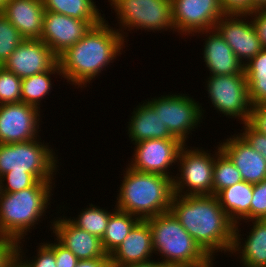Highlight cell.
Listing matches in <instances>:
<instances>
[{
	"mask_svg": "<svg viewBox=\"0 0 266 267\" xmlns=\"http://www.w3.org/2000/svg\"><path fill=\"white\" fill-rule=\"evenodd\" d=\"M170 212L201 248L214 260L215 254L233 247L235 224L220 206L216 195L174 194Z\"/></svg>",
	"mask_w": 266,
	"mask_h": 267,
	"instance_id": "1",
	"label": "cell"
},
{
	"mask_svg": "<svg viewBox=\"0 0 266 267\" xmlns=\"http://www.w3.org/2000/svg\"><path fill=\"white\" fill-rule=\"evenodd\" d=\"M106 22L103 19L92 26L82 39L58 57L61 79H66L74 88L86 87L122 54L126 41Z\"/></svg>",
	"mask_w": 266,
	"mask_h": 267,
	"instance_id": "2",
	"label": "cell"
},
{
	"mask_svg": "<svg viewBox=\"0 0 266 267\" xmlns=\"http://www.w3.org/2000/svg\"><path fill=\"white\" fill-rule=\"evenodd\" d=\"M126 170V171H125ZM115 207L140 220L170 211L173 179L155 173H144L126 167Z\"/></svg>",
	"mask_w": 266,
	"mask_h": 267,
	"instance_id": "3",
	"label": "cell"
},
{
	"mask_svg": "<svg viewBox=\"0 0 266 267\" xmlns=\"http://www.w3.org/2000/svg\"><path fill=\"white\" fill-rule=\"evenodd\" d=\"M54 183L38 181L33 187L21 191L0 192V236L24 242L26 233L46 217Z\"/></svg>",
	"mask_w": 266,
	"mask_h": 267,
	"instance_id": "4",
	"label": "cell"
},
{
	"mask_svg": "<svg viewBox=\"0 0 266 267\" xmlns=\"http://www.w3.org/2000/svg\"><path fill=\"white\" fill-rule=\"evenodd\" d=\"M152 231L153 249L172 267H206L213 260L169 211L146 220Z\"/></svg>",
	"mask_w": 266,
	"mask_h": 267,
	"instance_id": "5",
	"label": "cell"
},
{
	"mask_svg": "<svg viewBox=\"0 0 266 267\" xmlns=\"http://www.w3.org/2000/svg\"><path fill=\"white\" fill-rule=\"evenodd\" d=\"M40 141V142H39ZM41 138L0 144V178L8 172L31 173L39 181H52L57 173L58 155Z\"/></svg>",
	"mask_w": 266,
	"mask_h": 267,
	"instance_id": "6",
	"label": "cell"
},
{
	"mask_svg": "<svg viewBox=\"0 0 266 267\" xmlns=\"http://www.w3.org/2000/svg\"><path fill=\"white\" fill-rule=\"evenodd\" d=\"M119 22L116 30L127 40L133 29L147 31L175 32L172 21L171 0H108ZM121 27V28H120ZM125 34V35H124Z\"/></svg>",
	"mask_w": 266,
	"mask_h": 267,
	"instance_id": "7",
	"label": "cell"
},
{
	"mask_svg": "<svg viewBox=\"0 0 266 267\" xmlns=\"http://www.w3.org/2000/svg\"><path fill=\"white\" fill-rule=\"evenodd\" d=\"M186 146L185 144L181 148L178 156L177 166H179L178 172L180 173H177L173 179L174 194L179 196L212 195L215 157L221 152L219 145L213 155L208 150H203L202 147L193 146L189 149Z\"/></svg>",
	"mask_w": 266,
	"mask_h": 267,
	"instance_id": "8",
	"label": "cell"
},
{
	"mask_svg": "<svg viewBox=\"0 0 266 267\" xmlns=\"http://www.w3.org/2000/svg\"><path fill=\"white\" fill-rule=\"evenodd\" d=\"M171 94L145 101L154 109L155 114L159 115L171 135L183 144H187L189 133L195 131L193 129L198 128V126L200 127L204 108H202V104L187 94Z\"/></svg>",
	"mask_w": 266,
	"mask_h": 267,
	"instance_id": "9",
	"label": "cell"
},
{
	"mask_svg": "<svg viewBox=\"0 0 266 267\" xmlns=\"http://www.w3.org/2000/svg\"><path fill=\"white\" fill-rule=\"evenodd\" d=\"M206 91L214 109L226 117L237 118L241 123L249 120L252 104L246 74L209 75Z\"/></svg>",
	"mask_w": 266,
	"mask_h": 267,
	"instance_id": "10",
	"label": "cell"
},
{
	"mask_svg": "<svg viewBox=\"0 0 266 267\" xmlns=\"http://www.w3.org/2000/svg\"><path fill=\"white\" fill-rule=\"evenodd\" d=\"M171 9L175 32L186 36L214 28L226 14L220 0H171Z\"/></svg>",
	"mask_w": 266,
	"mask_h": 267,
	"instance_id": "11",
	"label": "cell"
},
{
	"mask_svg": "<svg viewBox=\"0 0 266 267\" xmlns=\"http://www.w3.org/2000/svg\"><path fill=\"white\" fill-rule=\"evenodd\" d=\"M128 167L144 173H155L171 177L170 167L177 164L181 148L179 139H147L135 144Z\"/></svg>",
	"mask_w": 266,
	"mask_h": 267,
	"instance_id": "12",
	"label": "cell"
},
{
	"mask_svg": "<svg viewBox=\"0 0 266 267\" xmlns=\"http://www.w3.org/2000/svg\"><path fill=\"white\" fill-rule=\"evenodd\" d=\"M40 111L23 102L0 105V144L40 138Z\"/></svg>",
	"mask_w": 266,
	"mask_h": 267,
	"instance_id": "13",
	"label": "cell"
},
{
	"mask_svg": "<svg viewBox=\"0 0 266 267\" xmlns=\"http://www.w3.org/2000/svg\"><path fill=\"white\" fill-rule=\"evenodd\" d=\"M3 67L21 79L49 70H60L58 56L39 39H25Z\"/></svg>",
	"mask_w": 266,
	"mask_h": 267,
	"instance_id": "14",
	"label": "cell"
},
{
	"mask_svg": "<svg viewBox=\"0 0 266 267\" xmlns=\"http://www.w3.org/2000/svg\"><path fill=\"white\" fill-rule=\"evenodd\" d=\"M214 28L244 65L263 49L249 14L226 13Z\"/></svg>",
	"mask_w": 266,
	"mask_h": 267,
	"instance_id": "15",
	"label": "cell"
},
{
	"mask_svg": "<svg viewBox=\"0 0 266 267\" xmlns=\"http://www.w3.org/2000/svg\"><path fill=\"white\" fill-rule=\"evenodd\" d=\"M92 26H95L92 21L79 20L45 10L39 40H42L59 57L82 39Z\"/></svg>",
	"mask_w": 266,
	"mask_h": 267,
	"instance_id": "16",
	"label": "cell"
},
{
	"mask_svg": "<svg viewBox=\"0 0 266 267\" xmlns=\"http://www.w3.org/2000/svg\"><path fill=\"white\" fill-rule=\"evenodd\" d=\"M54 239L70 250L79 260L110 257L102 247L101 239L72 224L65 216L51 222Z\"/></svg>",
	"mask_w": 266,
	"mask_h": 267,
	"instance_id": "17",
	"label": "cell"
},
{
	"mask_svg": "<svg viewBox=\"0 0 266 267\" xmlns=\"http://www.w3.org/2000/svg\"><path fill=\"white\" fill-rule=\"evenodd\" d=\"M223 141L219 147L240 171L243 181L256 184L266 179V161L239 133Z\"/></svg>",
	"mask_w": 266,
	"mask_h": 267,
	"instance_id": "18",
	"label": "cell"
},
{
	"mask_svg": "<svg viewBox=\"0 0 266 267\" xmlns=\"http://www.w3.org/2000/svg\"><path fill=\"white\" fill-rule=\"evenodd\" d=\"M153 253L151 228L146 220H140L109 256L111 266H125L149 262Z\"/></svg>",
	"mask_w": 266,
	"mask_h": 267,
	"instance_id": "19",
	"label": "cell"
},
{
	"mask_svg": "<svg viewBox=\"0 0 266 267\" xmlns=\"http://www.w3.org/2000/svg\"><path fill=\"white\" fill-rule=\"evenodd\" d=\"M202 33V34H201ZM207 37L203 48V60L209 75L244 74V64L237 58L232 48L215 29L198 32Z\"/></svg>",
	"mask_w": 266,
	"mask_h": 267,
	"instance_id": "20",
	"label": "cell"
},
{
	"mask_svg": "<svg viewBox=\"0 0 266 267\" xmlns=\"http://www.w3.org/2000/svg\"><path fill=\"white\" fill-rule=\"evenodd\" d=\"M251 221L252 228L246 239H241L242 234H240L241 228L239 227L242 223L235 225L233 247L230 254H239L242 267H266V219Z\"/></svg>",
	"mask_w": 266,
	"mask_h": 267,
	"instance_id": "21",
	"label": "cell"
},
{
	"mask_svg": "<svg viewBox=\"0 0 266 267\" xmlns=\"http://www.w3.org/2000/svg\"><path fill=\"white\" fill-rule=\"evenodd\" d=\"M42 0H9L1 13L25 39H39L43 29Z\"/></svg>",
	"mask_w": 266,
	"mask_h": 267,
	"instance_id": "22",
	"label": "cell"
},
{
	"mask_svg": "<svg viewBox=\"0 0 266 267\" xmlns=\"http://www.w3.org/2000/svg\"><path fill=\"white\" fill-rule=\"evenodd\" d=\"M133 109L132 116L127 122V134L133 145L147 139H177L171 135L159 115L155 114L147 102L139 103L137 108Z\"/></svg>",
	"mask_w": 266,
	"mask_h": 267,
	"instance_id": "23",
	"label": "cell"
},
{
	"mask_svg": "<svg viewBox=\"0 0 266 267\" xmlns=\"http://www.w3.org/2000/svg\"><path fill=\"white\" fill-rule=\"evenodd\" d=\"M252 196L253 184L245 181L226 187L216 194L220 206L235 225L241 221H250Z\"/></svg>",
	"mask_w": 266,
	"mask_h": 267,
	"instance_id": "24",
	"label": "cell"
},
{
	"mask_svg": "<svg viewBox=\"0 0 266 267\" xmlns=\"http://www.w3.org/2000/svg\"><path fill=\"white\" fill-rule=\"evenodd\" d=\"M140 219L114 207L101 239L104 252L110 255L128 236Z\"/></svg>",
	"mask_w": 266,
	"mask_h": 267,
	"instance_id": "25",
	"label": "cell"
},
{
	"mask_svg": "<svg viewBox=\"0 0 266 267\" xmlns=\"http://www.w3.org/2000/svg\"><path fill=\"white\" fill-rule=\"evenodd\" d=\"M46 11L56 12L98 25L105 17L94 0H42Z\"/></svg>",
	"mask_w": 266,
	"mask_h": 267,
	"instance_id": "26",
	"label": "cell"
},
{
	"mask_svg": "<svg viewBox=\"0 0 266 267\" xmlns=\"http://www.w3.org/2000/svg\"><path fill=\"white\" fill-rule=\"evenodd\" d=\"M249 98L253 105H266V48L244 65Z\"/></svg>",
	"mask_w": 266,
	"mask_h": 267,
	"instance_id": "27",
	"label": "cell"
},
{
	"mask_svg": "<svg viewBox=\"0 0 266 267\" xmlns=\"http://www.w3.org/2000/svg\"><path fill=\"white\" fill-rule=\"evenodd\" d=\"M52 74L62 75L61 70H49L22 78L21 102L40 110L41 100L46 99V95L52 90Z\"/></svg>",
	"mask_w": 266,
	"mask_h": 267,
	"instance_id": "28",
	"label": "cell"
},
{
	"mask_svg": "<svg viewBox=\"0 0 266 267\" xmlns=\"http://www.w3.org/2000/svg\"><path fill=\"white\" fill-rule=\"evenodd\" d=\"M111 213L107 209L89 203V207L82 209L76 218L70 216L68 220L78 228L102 239Z\"/></svg>",
	"mask_w": 266,
	"mask_h": 267,
	"instance_id": "29",
	"label": "cell"
},
{
	"mask_svg": "<svg viewBox=\"0 0 266 267\" xmlns=\"http://www.w3.org/2000/svg\"><path fill=\"white\" fill-rule=\"evenodd\" d=\"M243 181L240 171L221 151L216 157L213 168L212 194L216 195L226 187Z\"/></svg>",
	"mask_w": 266,
	"mask_h": 267,
	"instance_id": "30",
	"label": "cell"
},
{
	"mask_svg": "<svg viewBox=\"0 0 266 267\" xmlns=\"http://www.w3.org/2000/svg\"><path fill=\"white\" fill-rule=\"evenodd\" d=\"M25 40L16 27L0 12V66Z\"/></svg>",
	"mask_w": 266,
	"mask_h": 267,
	"instance_id": "31",
	"label": "cell"
},
{
	"mask_svg": "<svg viewBox=\"0 0 266 267\" xmlns=\"http://www.w3.org/2000/svg\"><path fill=\"white\" fill-rule=\"evenodd\" d=\"M22 79L0 66V105L21 102Z\"/></svg>",
	"mask_w": 266,
	"mask_h": 267,
	"instance_id": "32",
	"label": "cell"
},
{
	"mask_svg": "<svg viewBox=\"0 0 266 267\" xmlns=\"http://www.w3.org/2000/svg\"><path fill=\"white\" fill-rule=\"evenodd\" d=\"M38 181L31 173L8 172L0 178V192L14 193L21 191L33 187Z\"/></svg>",
	"mask_w": 266,
	"mask_h": 267,
	"instance_id": "33",
	"label": "cell"
},
{
	"mask_svg": "<svg viewBox=\"0 0 266 267\" xmlns=\"http://www.w3.org/2000/svg\"><path fill=\"white\" fill-rule=\"evenodd\" d=\"M21 243L23 242L20 241L19 243L18 258L25 267H56L55 253L44 242L40 243L39 247L37 246V256H34L31 260L24 259L26 257L24 255L25 250H23V244Z\"/></svg>",
	"mask_w": 266,
	"mask_h": 267,
	"instance_id": "34",
	"label": "cell"
},
{
	"mask_svg": "<svg viewBox=\"0 0 266 267\" xmlns=\"http://www.w3.org/2000/svg\"><path fill=\"white\" fill-rule=\"evenodd\" d=\"M254 219H266V179L253 184V196L250 204V221Z\"/></svg>",
	"mask_w": 266,
	"mask_h": 267,
	"instance_id": "35",
	"label": "cell"
},
{
	"mask_svg": "<svg viewBox=\"0 0 266 267\" xmlns=\"http://www.w3.org/2000/svg\"><path fill=\"white\" fill-rule=\"evenodd\" d=\"M243 128L239 133L246 142L255 150L260 153L266 161V135L259 133L257 130L252 128L247 122L242 123Z\"/></svg>",
	"mask_w": 266,
	"mask_h": 267,
	"instance_id": "36",
	"label": "cell"
},
{
	"mask_svg": "<svg viewBox=\"0 0 266 267\" xmlns=\"http://www.w3.org/2000/svg\"><path fill=\"white\" fill-rule=\"evenodd\" d=\"M45 244L55 253L56 267H76L79 259L56 239Z\"/></svg>",
	"mask_w": 266,
	"mask_h": 267,
	"instance_id": "37",
	"label": "cell"
},
{
	"mask_svg": "<svg viewBox=\"0 0 266 267\" xmlns=\"http://www.w3.org/2000/svg\"><path fill=\"white\" fill-rule=\"evenodd\" d=\"M249 16L262 48H266V8L256 9Z\"/></svg>",
	"mask_w": 266,
	"mask_h": 267,
	"instance_id": "38",
	"label": "cell"
},
{
	"mask_svg": "<svg viewBox=\"0 0 266 267\" xmlns=\"http://www.w3.org/2000/svg\"><path fill=\"white\" fill-rule=\"evenodd\" d=\"M247 123L259 133L266 135V105H253Z\"/></svg>",
	"mask_w": 266,
	"mask_h": 267,
	"instance_id": "39",
	"label": "cell"
},
{
	"mask_svg": "<svg viewBox=\"0 0 266 267\" xmlns=\"http://www.w3.org/2000/svg\"><path fill=\"white\" fill-rule=\"evenodd\" d=\"M225 13H251V0H220Z\"/></svg>",
	"mask_w": 266,
	"mask_h": 267,
	"instance_id": "40",
	"label": "cell"
},
{
	"mask_svg": "<svg viewBox=\"0 0 266 267\" xmlns=\"http://www.w3.org/2000/svg\"><path fill=\"white\" fill-rule=\"evenodd\" d=\"M76 267H111L110 257L79 260Z\"/></svg>",
	"mask_w": 266,
	"mask_h": 267,
	"instance_id": "41",
	"label": "cell"
},
{
	"mask_svg": "<svg viewBox=\"0 0 266 267\" xmlns=\"http://www.w3.org/2000/svg\"><path fill=\"white\" fill-rule=\"evenodd\" d=\"M111 267H172V266L167 265L163 263L162 261H159L158 259V261L151 260L146 263L130 264V265H125V266H111Z\"/></svg>",
	"mask_w": 266,
	"mask_h": 267,
	"instance_id": "42",
	"label": "cell"
},
{
	"mask_svg": "<svg viewBox=\"0 0 266 267\" xmlns=\"http://www.w3.org/2000/svg\"><path fill=\"white\" fill-rule=\"evenodd\" d=\"M266 8V0H251V12Z\"/></svg>",
	"mask_w": 266,
	"mask_h": 267,
	"instance_id": "43",
	"label": "cell"
},
{
	"mask_svg": "<svg viewBox=\"0 0 266 267\" xmlns=\"http://www.w3.org/2000/svg\"><path fill=\"white\" fill-rule=\"evenodd\" d=\"M9 267H25V265L21 262V260L18 258L16 261H14Z\"/></svg>",
	"mask_w": 266,
	"mask_h": 267,
	"instance_id": "44",
	"label": "cell"
},
{
	"mask_svg": "<svg viewBox=\"0 0 266 267\" xmlns=\"http://www.w3.org/2000/svg\"><path fill=\"white\" fill-rule=\"evenodd\" d=\"M9 0H0V12L3 10L5 4L8 2Z\"/></svg>",
	"mask_w": 266,
	"mask_h": 267,
	"instance_id": "45",
	"label": "cell"
},
{
	"mask_svg": "<svg viewBox=\"0 0 266 267\" xmlns=\"http://www.w3.org/2000/svg\"><path fill=\"white\" fill-rule=\"evenodd\" d=\"M214 266V263L212 262V263H210L208 266H206V267H213Z\"/></svg>",
	"mask_w": 266,
	"mask_h": 267,
	"instance_id": "46",
	"label": "cell"
}]
</instances>
